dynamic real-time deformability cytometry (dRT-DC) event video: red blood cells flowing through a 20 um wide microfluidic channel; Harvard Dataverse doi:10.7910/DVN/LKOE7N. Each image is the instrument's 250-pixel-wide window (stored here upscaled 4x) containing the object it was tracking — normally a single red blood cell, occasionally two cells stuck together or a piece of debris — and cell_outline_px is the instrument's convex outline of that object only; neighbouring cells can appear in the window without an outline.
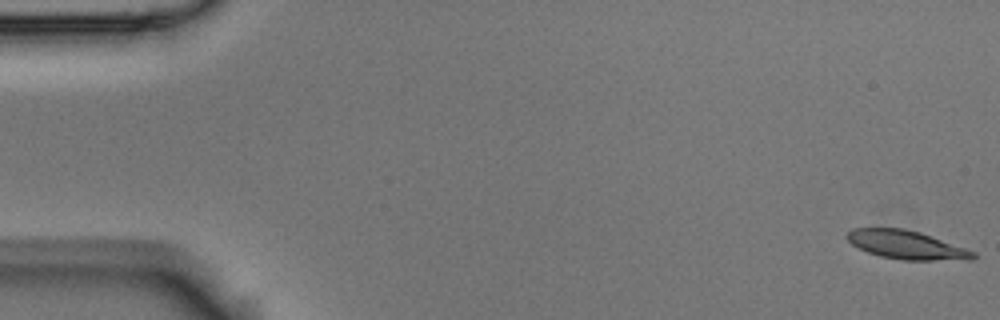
{"species": "Egyptian fruit bat (a non-hibernating species)", "species_latin": "Rousettus aegyptiacus", "temperature_condition": "room temperature", "stored_images_in_passage": 4, "camera_frame_rate_fps": 3000, "um_per_image_px": 0.085, "animal": {"sex": "male"}, "frame": {"image": 1, "passage_image": 1, "time_ms": 0.0, "image_size_px": [1000, 320], "cell_outline_px": [[976, 256], [972, 260], [900, 260], [880, 256], [868, 252], [852, 244], [844, 236], [852, 228], [904, 228], [920, 232], [976, 252]], "centroid_in_image_um": [77.05, 20.82], "position_along_channel_um": 8.0, "area_um2": 20.98}}